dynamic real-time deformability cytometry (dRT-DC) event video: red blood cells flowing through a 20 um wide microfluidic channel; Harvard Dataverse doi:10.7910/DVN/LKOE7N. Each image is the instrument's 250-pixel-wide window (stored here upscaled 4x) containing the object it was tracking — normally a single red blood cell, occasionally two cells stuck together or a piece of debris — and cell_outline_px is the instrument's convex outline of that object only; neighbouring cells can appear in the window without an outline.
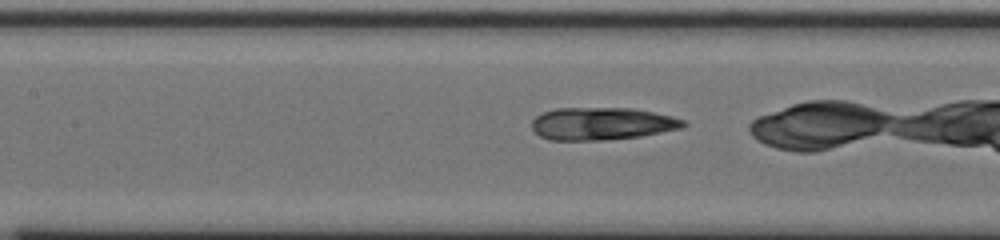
{"species": "common noctule bat (a hibernating species)", "species_latin": "Nyctalus noctula", "temperature_condition": "cold", "stored_images_in_passage": 35, "camera_frame_rate_fps": 3000, "um_per_image_px": 0.085, "animal": {"sex": "male", "body_mass_g": 20.0, "forearm_length_mm": 53.3}, "frame": {"image": 1, "passage_image": 17, "time_ms": 5.333, "image_size_px": [1000, 240], "cell_outline_px": [[688, 124], [680, 128], [640, 136], [600, 140], [552, 140], [540, 136], [532, 128], [532, 120], [536, 116], [544, 112], [556, 108], [628, 108], [652, 112], [672, 116], [684, 120]], "centroid_in_image_um": [51.14, 10.51], "position_along_channel_um": 156.3, "area_um2": 28.44}}
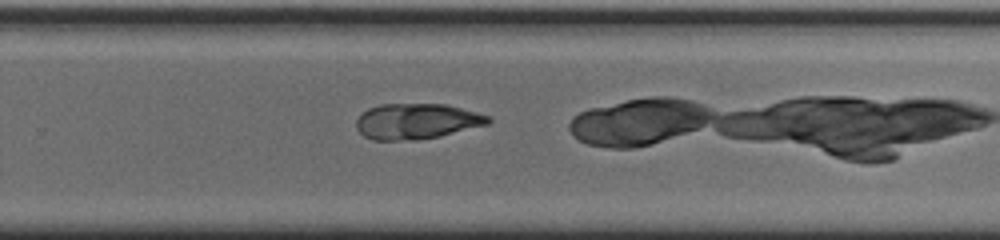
{"frame": {"image": 2, "passage_image": 28, "time_ms": 9.0, "image_size_px": [1000, 240], "cell_outline_px": [[492, 120], [488, 124], [436, 136], [416, 140], [372, 140], [364, 136], [356, 128], [356, 120], [368, 108], [380, 104], [444, 104], [460, 108], [488, 116]], "centroid_in_image_um": [35.36, 10.31], "position_along_channel_um": 294.4, "area_um2": 26.93}}
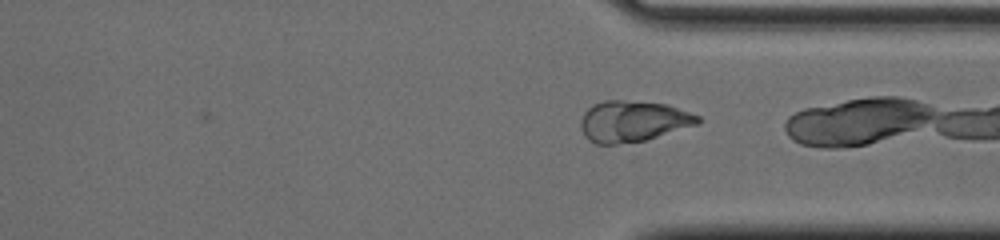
{"frame": {"image": 3, "passage_image": 33, "time_ms": 10.667, "image_size_px": [1000, 240], "cell_outline_px": [[700, 120], [696, 124], [644, 140], [616, 144], [596, 144], [588, 140], [580, 124], [584, 112], [588, 108], [604, 100], [620, 100], [664, 104], [700, 116]], "centroid_in_image_um": [53.75, 10.31], "position_along_channel_um": 357.6, "area_um2": 27.28}}